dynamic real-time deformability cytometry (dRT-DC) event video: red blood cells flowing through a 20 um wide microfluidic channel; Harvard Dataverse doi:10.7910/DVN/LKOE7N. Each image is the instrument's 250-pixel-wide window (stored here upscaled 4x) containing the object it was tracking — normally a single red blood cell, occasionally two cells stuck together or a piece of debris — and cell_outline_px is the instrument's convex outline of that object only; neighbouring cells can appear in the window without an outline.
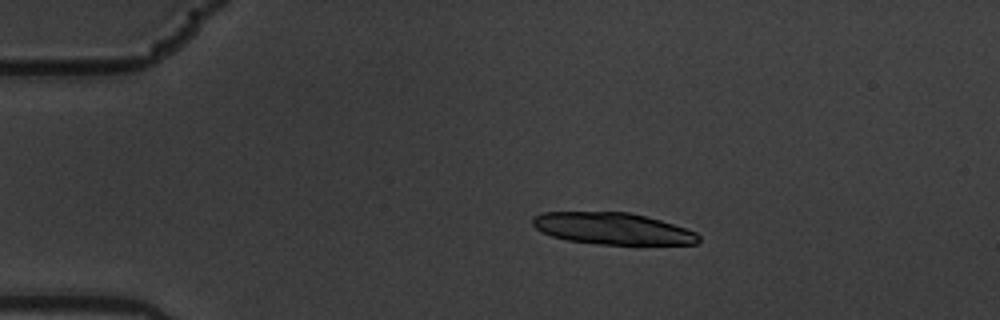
{"species": "common noctule bat (a hibernating species)", "species_latin": "Nyctalus noctula", "temperature_condition": "warm", "stored_images_in_passage": 7, "camera_frame_rate_fps": 3000, "um_per_image_px": 0.085, "animal": {"sex": "male", "body_mass_g": 19.5, "forearm_length_mm": 54.6}, "frame": {"image": 1, "passage_image": 4, "time_ms": 1.0, "image_size_px": [1000, 320], "cell_outline_px": [[700, 240], [696, 244], [596, 244], [568, 240], [552, 236], [540, 232], [532, 224], [532, 216], [544, 212], [628, 212], [660, 220], [696, 232], [700, 236]], "centroid_in_image_um": [52.03, 19.43], "position_along_channel_um": 33.0, "area_um2": 30.52}}